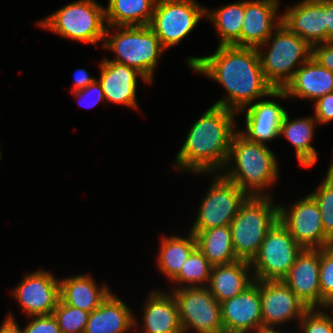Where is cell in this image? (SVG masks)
<instances>
[{
    "label": "cell",
    "instance_id": "obj_20",
    "mask_svg": "<svg viewBox=\"0 0 333 333\" xmlns=\"http://www.w3.org/2000/svg\"><path fill=\"white\" fill-rule=\"evenodd\" d=\"M242 112L245 113V130L238 132L247 140L260 144L279 137V129L287 113L285 108L273 100L254 102L237 114Z\"/></svg>",
    "mask_w": 333,
    "mask_h": 333
},
{
    "label": "cell",
    "instance_id": "obj_23",
    "mask_svg": "<svg viewBox=\"0 0 333 333\" xmlns=\"http://www.w3.org/2000/svg\"><path fill=\"white\" fill-rule=\"evenodd\" d=\"M137 322L127 304L111 292L90 313L84 333H128L139 326Z\"/></svg>",
    "mask_w": 333,
    "mask_h": 333
},
{
    "label": "cell",
    "instance_id": "obj_44",
    "mask_svg": "<svg viewBox=\"0 0 333 333\" xmlns=\"http://www.w3.org/2000/svg\"><path fill=\"white\" fill-rule=\"evenodd\" d=\"M326 309H327V310H328V309H330V310L332 309L331 312H332V314H333V301H332L331 303L328 304V306H327Z\"/></svg>",
    "mask_w": 333,
    "mask_h": 333
},
{
    "label": "cell",
    "instance_id": "obj_37",
    "mask_svg": "<svg viewBox=\"0 0 333 333\" xmlns=\"http://www.w3.org/2000/svg\"><path fill=\"white\" fill-rule=\"evenodd\" d=\"M72 93L77 98V100H80L79 101L80 104L86 103V106L84 105V107H86V108L94 107L100 101L106 102L102 86L98 80H96L92 84H89L86 88L79 90V91L72 92ZM92 96H93V99L91 100Z\"/></svg>",
    "mask_w": 333,
    "mask_h": 333
},
{
    "label": "cell",
    "instance_id": "obj_26",
    "mask_svg": "<svg viewBox=\"0 0 333 333\" xmlns=\"http://www.w3.org/2000/svg\"><path fill=\"white\" fill-rule=\"evenodd\" d=\"M316 124L318 122L313 116L290 120L287 112L279 129V136L283 135L294 145V154L299 163L306 168L312 167L318 161L317 152L311 146Z\"/></svg>",
    "mask_w": 333,
    "mask_h": 333
},
{
    "label": "cell",
    "instance_id": "obj_6",
    "mask_svg": "<svg viewBox=\"0 0 333 333\" xmlns=\"http://www.w3.org/2000/svg\"><path fill=\"white\" fill-rule=\"evenodd\" d=\"M266 46H270L269 50ZM257 50L265 79L274 89H283L296 70L312 57V46L283 23Z\"/></svg>",
    "mask_w": 333,
    "mask_h": 333
},
{
    "label": "cell",
    "instance_id": "obj_3",
    "mask_svg": "<svg viewBox=\"0 0 333 333\" xmlns=\"http://www.w3.org/2000/svg\"><path fill=\"white\" fill-rule=\"evenodd\" d=\"M278 166L276 155L266 144L249 141L237 131L232 137L224 166V169H229L220 174L248 196L264 197L271 196L264 191L278 179Z\"/></svg>",
    "mask_w": 333,
    "mask_h": 333
},
{
    "label": "cell",
    "instance_id": "obj_27",
    "mask_svg": "<svg viewBox=\"0 0 333 333\" xmlns=\"http://www.w3.org/2000/svg\"><path fill=\"white\" fill-rule=\"evenodd\" d=\"M190 232L195 235L197 248L213 266L239 260L234 252L230 225Z\"/></svg>",
    "mask_w": 333,
    "mask_h": 333
},
{
    "label": "cell",
    "instance_id": "obj_42",
    "mask_svg": "<svg viewBox=\"0 0 333 333\" xmlns=\"http://www.w3.org/2000/svg\"><path fill=\"white\" fill-rule=\"evenodd\" d=\"M327 42H333V0H326Z\"/></svg>",
    "mask_w": 333,
    "mask_h": 333
},
{
    "label": "cell",
    "instance_id": "obj_16",
    "mask_svg": "<svg viewBox=\"0 0 333 333\" xmlns=\"http://www.w3.org/2000/svg\"><path fill=\"white\" fill-rule=\"evenodd\" d=\"M282 23L312 47L327 42L326 0H302L286 6Z\"/></svg>",
    "mask_w": 333,
    "mask_h": 333
},
{
    "label": "cell",
    "instance_id": "obj_39",
    "mask_svg": "<svg viewBox=\"0 0 333 333\" xmlns=\"http://www.w3.org/2000/svg\"><path fill=\"white\" fill-rule=\"evenodd\" d=\"M312 57L322 66L333 71V42H325L312 47Z\"/></svg>",
    "mask_w": 333,
    "mask_h": 333
},
{
    "label": "cell",
    "instance_id": "obj_4",
    "mask_svg": "<svg viewBox=\"0 0 333 333\" xmlns=\"http://www.w3.org/2000/svg\"><path fill=\"white\" fill-rule=\"evenodd\" d=\"M112 28L119 32L115 35L112 32L110 35L109 30ZM102 45L116 53L117 57L110 61L136 69L149 84L154 78L153 73L158 59L166 51L149 25L107 26Z\"/></svg>",
    "mask_w": 333,
    "mask_h": 333
},
{
    "label": "cell",
    "instance_id": "obj_21",
    "mask_svg": "<svg viewBox=\"0 0 333 333\" xmlns=\"http://www.w3.org/2000/svg\"><path fill=\"white\" fill-rule=\"evenodd\" d=\"M288 98L316 101L333 92V71L322 66L311 57L295 72L293 78L282 89Z\"/></svg>",
    "mask_w": 333,
    "mask_h": 333
},
{
    "label": "cell",
    "instance_id": "obj_41",
    "mask_svg": "<svg viewBox=\"0 0 333 333\" xmlns=\"http://www.w3.org/2000/svg\"><path fill=\"white\" fill-rule=\"evenodd\" d=\"M0 333H23L12 312L8 313L4 319L0 327Z\"/></svg>",
    "mask_w": 333,
    "mask_h": 333
},
{
    "label": "cell",
    "instance_id": "obj_11",
    "mask_svg": "<svg viewBox=\"0 0 333 333\" xmlns=\"http://www.w3.org/2000/svg\"><path fill=\"white\" fill-rule=\"evenodd\" d=\"M190 231H202L214 227L228 226L237 215L240 205L248 195L235 183L220 173L214 174Z\"/></svg>",
    "mask_w": 333,
    "mask_h": 333
},
{
    "label": "cell",
    "instance_id": "obj_36",
    "mask_svg": "<svg viewBox=\"0 0 333 333\" xmlns=\"http://www.w3.org/2000/svg\"><path fill=\"white\" fill-rule=\"evenodd\" d=\"M23 333H61L56 318L51 315L30 316Z\"/></svg>",
    "mask_w": 333,
    "mask_h": 333
},
{
    "label": "cell",
    "instance_id": "obj_14",
    "mask_svg": "<svg viewBox=\"0 0 333 333\" xmlns=\"http://www.w3.org/2000/svg\"><path fill=\"white\" fill-rule=\"evenodd\" d=\"M12 293L28 317L51 315L60 300V283L49 271L37 270L26 274Z\"/></svg>",
    "mask_w": 333,
    "mask_h": 333
},
{
    "label": "cell",
    "instance_id": "obj_1",
    "mask_svg": "<svg viewBox=\"0 0 333 333\" xmlns=\"http://www.w3.org/2000/svg\"><path fill=\"white\" fill-rule=\"evenodd\" d=\"M187 64L226 89L227 95L215 106L238 113L259 98H288L282 89H274L265 79L257 48L218 45L212 55L189 57Z\"/></svg>",
    "mask_w": 333,
    "mask_h": 333
},
{
    "label": "cell",
    "instance_id": "obj_38",
    "mask_svg": "<svg viewBox=\"0 0 333 333\" xmlns=\"http://www.w3.org/2000/svg\"><path fill=\"white\" fill-rule=\"evenodd\" d=\"M314 118L318 124H326L333 121V92L328 93L315 101Z\"/></svg>",
    "mask_w": 333,
    "mask_h": 333
},
{
    "label": "cell",
    "instance_id": "obj_28",
    "mask_svg": "<svg viewBox=\"0 0 333 333\" xmlns=\"http://www.w3.org/2000/svg\"><path fill=\"white\" fill-rule=\"evenodd\" d=\"M156 0H108L105 7L107 26L149 25Z\"/></svg>",
    "mask_w": 333,
    "mask_h": 333
},
{
    "label": "cell",
    "instance_id": "obj_18",
    "mask_svg": "<svg viewBox=\"0 0 333 333\" xmlns=\"http://www.w3.org/2000/svg\"><path fill=\"white\" fill-rule=\"evenodd\" d=\"M279 7L280 0H245L240 47L258 48L270 37L282 23Z\"/></svg>",
    "mask_w": 333,
    "mask_h": 333
},
{
    "label": "cell",
    "instance_id": "obj_24",
    "mask_svg": "<svg viewBox=\"0 0 333 333\" xmlns=\"http://www.w3.org/2000/svg\"><path fill=\"white\" fill-rule=\"evenodd\" d=\"M251 268L250 262L244 260L214 265L207 288L219 303L231 299L254 282Z\"/></svg>",
    "mask_w": 333,
    "mask_h": 333
},
{
    "label": "cell",
    "instance_id": "obj_43",
    "mask_svg": "<svg viewBox=\"0 0 333 333\" xmlns=\"http://www.w3.org/2000/svg\"><path fill=\"white\" fill-rule=\"evenodd\" d=\"M259 333H281V332L275 328V329L262 330Z\"/></svg>",
    "mask_w": 333,
    "mask_h": 333
},
{
    "label": "cell",
    "instance_id": "obj_34",
    "mask_svg": "<svg viewBox=\"0 0 333 333\" xmlns=\"http://www.w3.org/2000/svg\"><path fill=\"white\" fill-rule=\"evenodd\" d=\"M319 282L321 308H327L333 301V245L320 249Z\"/></svg>",
    "mask_w": 333,
    "mask_h": 333
},
{
    "label": "cell",
    "instance_id": "obj_29",
    "mask_svg": "<svg viewBox=\"0 0 333 333\" xmlns=\"http://www.w3.org/2000/svg\"><path fill=\"white\" fill-rule=\"evenodd\" d=\"M157 263L159 270L170 281L180 272L189 255L197 248L195 235L191 232L187 237L165 236L161 239Z\"/></svg>",
    "mask_w": 333,
    "mask_h": 333
},
{
    "label": "cell",
    "instance_id": "obj_25",
    "mask_svg": "<svg viewBox=\"0 0 333 333\" xmlns=\"http://www.w3.org/2000/svg\"><path fill=\"white\" fill-rule=\"evenodd\" d=\"M59 283L60 300L63 303L90 313L111 293L106 285L99 288L87 274L59 279Z\"/></svg>",
    "mask_w": 333,
    "mask_h": 333
},
{
    "label": "cell",
    "instance_id": "obj_22",
    "mask_svg": "<svg viewBox=\"0 0 333 333\" xmlns=\"http://www.w3.org/2000/svg\"><path fill=\"white\" fill-rule=\"evenodd\" d=\"M143 307L144 331L141 333H184L171 292L151 291Z\"/></svg>",
    "mask_w": 333,
    "mask_h": 333
},
{
    "label": "cell",
    "instance_id": "obj_13",
    "mask_svg": "<svg viewBox=\"0 0 333 333\" xmlns=\"http://www.w3.org/2000/svg\"><path fill=\"white\" fill-rule=\"evenodd\" d=\"M262 330L300 321L309 309L282 280L259 281Z\"/></svg>",
    "mask_w": 333,
    "mask_h": 333
},
{
    "label": "cell",
    "instance_id": "obj_45",
    "mask_svg": "<svg viewBox=\"0 0 333 333\" xmlns=\"http://www.w3.org/2000/svg\"><path fill=\"white\" fill-rule=\"evenodd\" d=\"M329 167L333 170V159H332V161H331Z\"/></svg>",
    "mask_w": 333,
    "mask_h": 333
},
{
    "label": "cell",
    "instance_id": "obj_7",
    "mask_svg": "<svg viewBox=\"0 0 333 333\" xmlns=\"http://www.w3.org/2000/svg\"><path fill=\"white\" fill-rule=\"evenodd\" d=\"M105 23L104 6L95 0H76L36 24L70 40L97 45L104 42Z\"/></svg>",
    "mask_w": 333,
    "mask_h": 333
},
{
    "label": "cell",
    "instance_id": "obj_31",
    "mask_svg": "<svg viewBox=\"0 0 333 333\" xmlns=\"http://www.w3.org/2000/svg\"><path fill=\"white\" fill-rule=\"evenodd\" d=\"M213 265L196 248L187 258L179 274L171 281L181 287H207ZM207 283V284H206ZM186 284V285H185ZM205 284V285H204Z\"/></svg>",
    "mask_w": 333,
    "mask_h": 333
},
{
    "label": "cell",
    "instance_id": "obj_17",
    "mask_svg": "<svg viewBox=\"0 0 333 333\" xmlns=\"http://www.w3.org/2000/svg\"><path fill=\"white\" fill-rule=\"evenodd\" d=\"M320 249H306L298 254L282 281L309 308H321L319 282Z\"/></svg>",
    "mask_w": 333,
    "mask_h": 333
},
{
    "label": "cell",
    "instance_id": "obj_10",
    "mask_svg": "<svg viewBox=\"0 0 333 333\" xmlns=\"http://www.w3.org/2000/svg\"><path fill=\"white\" fill-rule=\"evenodd\" d=\"M171 294L184 333H224L221 305L207 287L174 288Z\"/></svg>",
    "mask_w": 333,
    "mask_h": 333
},
{
    "label": "cell",
    "instance_id": "obj_12",
    "mask_svg": "<svg viewBox=\"0 0 333 333\" xmlns=\"http://www.w3.org/2000/svg\"><path fill=\"white\" fill-rule=\"evenodd\" d=\"M279 220L303 248L321 249L333 245L323 230L319 206L310 194L296 200L291 207L279 205Z\"/></svg>",
    "mask_w": 333,
    "mask_h": 333
},
{
    "label": "cell",
    "instance_id": "obj_19",
    "mask_svg": "<svg viewBox=\"0 0 333 333\" xmlns=\"http://www.w3.org/2000/svg\"><path fill=\"white\" fill-rule=\"evenodd\" d=\"M99 66L100 77L97 80L102 86L105 100L139 110L136 97L137 79L140 77L145 83H149L144 76L136 69L110 59H103Z\"/></svg>",
    "mask_w": 333,
    "mask_h": 333
},
{
    "label": "cell",
    "instance_id": "obj_30",
    "mask_svg": "<svg viewBox=\"0 0 333 333\" xmlns=\"http://www.w3.org/2000/svg\"><path fill=\"white\" fill-rule=\"evenodd\" d=\"M245 13V0L224 5L215 10L206 9V18L214 25L220 37L219 46L240 47V33Z\"/></svg>",
    "mask_w": 333,
    "mask_h": 333
},
{
    "label": "cell",
    "instance_id": "obj_8",
    "mask_svg": "<svg viewBox=\"0 0 333 333\" xmlns=\"http://www.w3.org/2000/svg\"><path fill=\"white\" fill-rule=\"evenodd\" d=\"M303 247L278 220L268 231L257 255L250 262L254 280H282Z\"/></svg>",
    "mask_w": 333,
    "mask_h": 333
},
{
    "label": "cell",
    "instance_id": "obj_33",
    "mask_svg": "<svg viewBox=\"0 0 333 333\" xmlns=\"http://www.w3.org/2000/svg\"><path fill=\"white\" fill-rule=\"evenodd\" d=\"M90 312L72 307L59 300L53 311L61 333H84Z\"/></svg>",
    "mask_w": 333,
    "mask_h": 333
},
{
    "label": "cell",
    "instance_id": "obj_2",
    "mask_svg": "<svg viewBox=\"0 0 333 333\" xmlns=\"http://www.w3.org/2000/svg\"><path fill=\"white\" fill-rule=\"evenodd\" d=\"M237 115L230 109L215 105L206 110L189 129L175 158L176 170L194 174L222 173L232 137L238 131L234 128Z\"/></svg>",
    "mask_w": 333,
    "mask_h": 333
},
{
    "label": "cell",
    "instance_id": "obj_35",
    "mask_svg": "<svg viewBox=\"0 0 333 333\" xmlns=\"http://www.w3.org/2000/svg\"><path fill=\"white\" fill-rule=\"evenodd\" d=\"M298 327L302 333H333V316L326 308H311L303 314Z\"/></svg>",
    "mask_w": 333,
    "mask_h": 333
},
{
    "label": "cell",
    "instance_id": "obj_32",
    "mask_svg": "<svg viewBox=\"0 0 333 333\" xmlns=\"http://www.w3.org/2000/svg\"><path fill=\"white\" fill-rule=\"evenodd\" d=\"M310 195L319 206L323 230L333 241V170L330 167L321 184Z\"/></svg>",
    "mask_w": 333,
    "mask_h": 333
},
{
    "label": "cell",
    "instance_id": "obj_9",
    "mask_svg": "<svg viewBox=\"0 0 333 333\" xmlns=\"http://www.w3.org/2000/svg\"><path fill=\"white\" fill-rule=\"evenodd\" d=\"M206 9L195 0H156L149 26L161 45L169 49L194 30L206 16Z\"/></svg>",
    "mask_w": 333,
    "mask_h": 333
},
{
    "label": "cell",
    "instance_id": "obj_15",
    "mask_svg": "<svg viewBox=\"0 0 333 333\" xmlns=\"http://www.w3.org/2000/svg\"><path fill=\"white\" fill-rule=\"evenodd\" d=\"M224 333H259L262 312L259 280L243 292L220 303Z\"/></svg>",
    "mask_w": 333,
    "mask_h": 333
},
{
    "label": "cell",
    "instance_id": "obj_40",
    "mask_svg": "<svg viewBox=\"0 0 333 333\" xmlns=\"http://www.w3.org/2000/svg\"><path fill=\"white\" fill-rule=\"evenodd\" d=\"M96 80V78L90 77L85 69H77L74 72V85L72 87V92L82 90L89 84L94 83Z\"/></svg>",
    "mask_w": 333,
    "mask_h": 333
},
{
    "label": "cell",
    "instance_id": "obj_5",
    "mask_svg": "<svg viewBox=\"0 0 333 333\" xmlns=\"http://www.w3.org/2000/svg\"><path fill=\"white\" fill-rule=\"evenodd\" d=\"M279 220V204L272 196H248L231 221L234 252L239 260L251 262L268 231Z\"/></svg>",
    "mask_w": 333,
    "mask_h": 333
}]
</instances>
